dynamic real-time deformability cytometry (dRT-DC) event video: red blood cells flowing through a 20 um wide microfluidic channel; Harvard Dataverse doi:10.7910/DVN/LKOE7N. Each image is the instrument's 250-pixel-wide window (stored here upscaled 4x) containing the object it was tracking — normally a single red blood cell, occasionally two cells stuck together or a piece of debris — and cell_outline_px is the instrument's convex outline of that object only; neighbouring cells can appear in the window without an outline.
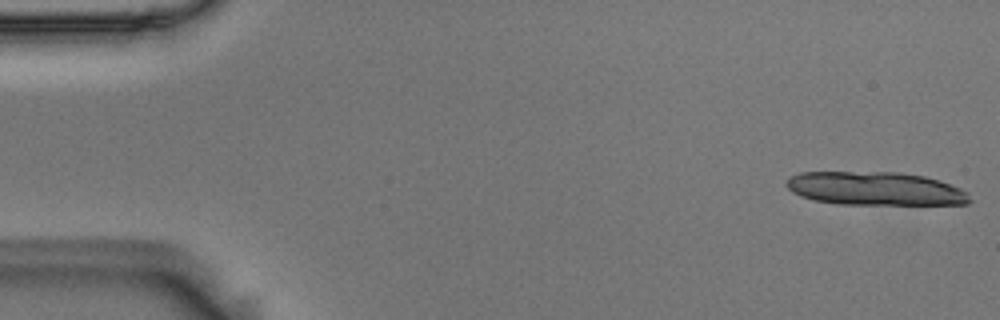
{"species": "Egyptian fruit bat (a non-hibernating species)", "species_latin": "Rousettus aegyptiacus", "temperature_condition": "room temperature", "stored_images_in_passage": 13, "camera_frame_rate_fps": 3000, "um_per_image_px": 0.085, "animal": {"sex": "male"}, "frame": {"image": 1, "passage_image": 1, "time_ms": 0.0, "image_size_px": [1000, 320], "cell_outline_px": [[972, 200], [968, 204], [840, 204], [816, 200], [800, 196], [792, 192], [784, 184], [792, 176], [800, 172], [900, 172], [924, 176], [940, 180], [960, 188], [968, 192]], "centroid_in_image_um": [74.42, 16.03], "position_along_channel_um": 10.6, "area_um2": 35.78}}
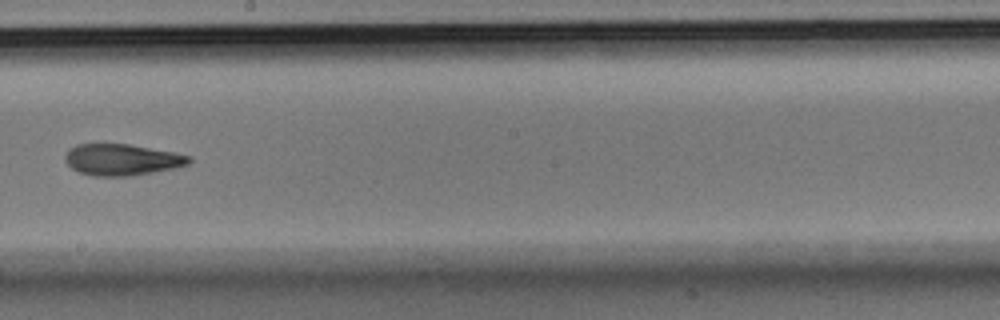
{"frame": {"image": 2, "passage_image": 7, "time_ms": 2.0, "image_size_px": [1000, 320], "cell_outline_px": [[192, 160], [188, 164], [172, 168], [132, 176], [92, 176], [80, 172], [72, 168], [64, 160], [64, 156], [68, 148], [76, 144], [128, 144], [172, 152], [188, 156]], "centroid_in_image_um": [10.29, 13.57], "position_along_channel_um": 237.9, "area_um2": 22.48}}
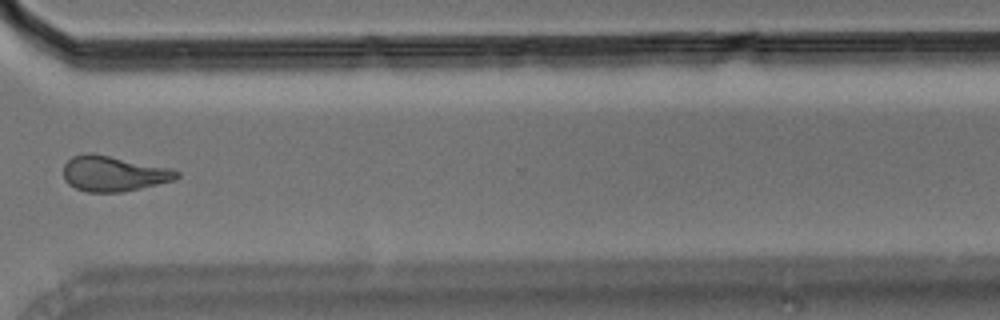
{"frame": {"image": 3, "passage_image": 10, "time_ms": 3.0, "image_size_px": [1000, 320], "cell_outline_px": [[180, 176], [172, 180], [140, 188], [120, 192], [88, 192], [76, 188], [68, 184], [64, 180], [64, 164], [72, 156], [88, 152], [92, 152], [172, 168], [180, 172]], "centroid_in_image_um": [9.63, 14.74], "position_along_channel_um": 361.0, "area_um2": 23.41}}